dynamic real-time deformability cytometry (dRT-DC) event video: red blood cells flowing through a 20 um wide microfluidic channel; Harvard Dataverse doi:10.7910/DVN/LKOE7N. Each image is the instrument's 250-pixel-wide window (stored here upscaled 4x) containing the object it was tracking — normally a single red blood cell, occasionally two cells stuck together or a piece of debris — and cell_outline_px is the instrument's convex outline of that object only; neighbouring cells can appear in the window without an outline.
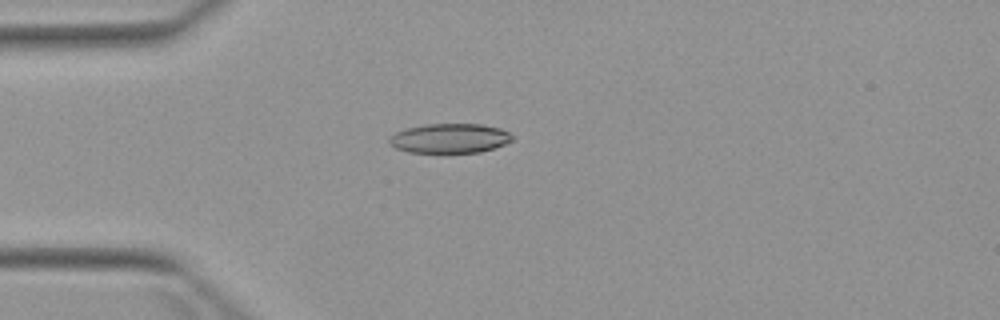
{"species": "Egyptian fruit bat (a non-hibernating species)", "species_latin": "Rousettus aegyptiacus", "temperature_condition": "warm", "stored_images_in_passage": 4, "camera_frame_rate_fps": 3000, "um_per_image_px": 0.085, "animal": {"sex": "female"}, "frame": {"image": 1, "passage_image": 3, "time_ms": 2.333, "image_size_px": [1000, 320], "cell_outline_px": [[512, 140], [504, 144], [480, 152], [448, 156], [444, 156], [408, 152], [396, 148], [388, 144], [388, 136], [396, 132], [408, 128], [428, 124], [480, 124], [500, 128], [508, 132], [512, 136]], "centroid_in_image_um": [38.17, 11.82], "position_along_channel_um": 46.8, "area_um2": 22.08}}